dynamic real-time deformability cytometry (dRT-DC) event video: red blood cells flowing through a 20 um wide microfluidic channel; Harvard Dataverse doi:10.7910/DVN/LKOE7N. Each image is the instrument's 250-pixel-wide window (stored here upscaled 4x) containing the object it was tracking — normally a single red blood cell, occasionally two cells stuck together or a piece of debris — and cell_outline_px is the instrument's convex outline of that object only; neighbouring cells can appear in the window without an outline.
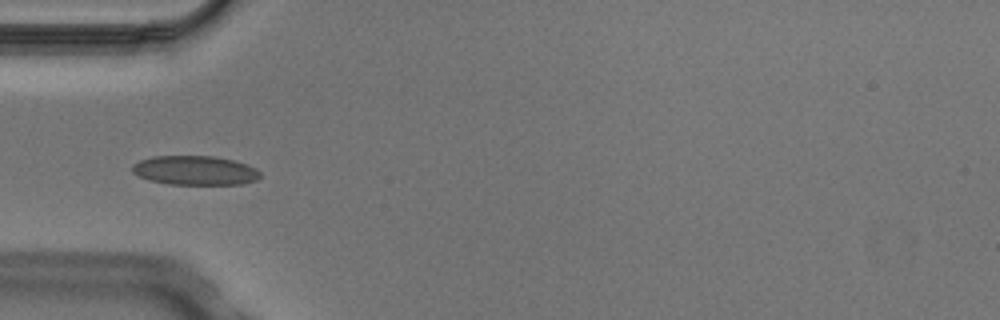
{"species": "Egyptian fruit bat (a non-hibernating species)", "species_latin": "Rousettus aegyptiacus", "temperature_condition": "cold", "stored_images_in_passage": 5, "camera_frame_rate_fps": 3000, "um_per_image_px": 0.085, "animal": {"sex": "male"}, "frame": {"image": 1, "passage_image": 3, "time_ms": 0.667, "image_size_px": [1000, 320], "cell_outline_px": [[260, 176], [256, 180], [244, 184], [168, 184], [148, 180], [132, 172], [132, 164], [140, 160], [152, 156], [212, 156], [232, 160], [256, 168], [260, 172]], "centroid_in_image_um": [16.55, 14.49], "position_along_channel_um": 68.5, "area_um2": 21.73}}
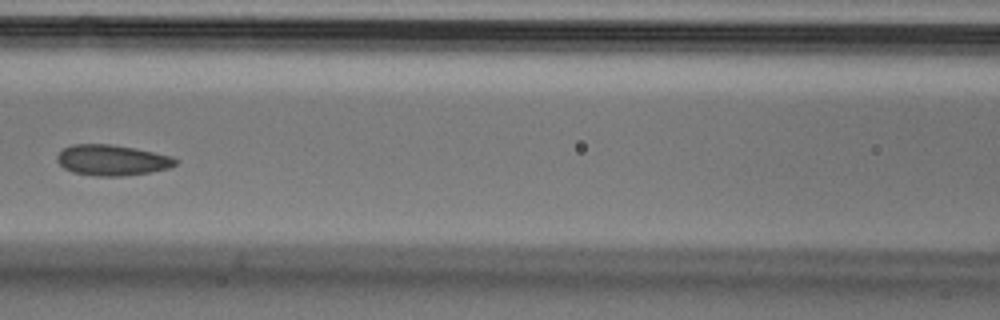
{"frame": {"image": 2, "passage_image": 5, "time_ms": 1.333, "image_size_px": [1000, 320], "cell_outline_px": [[180, 160], [176, 164], [168, 168], [148, 172], [120, 176], [96, 176], [72, 172], [64, 168], [56, 160], [56, 156], [64, 148], [72, 144], [108, 144], [132, 148], [172, 156]], "centroid_in_image_um": [9.5, 13.61], "position_along_channel_um": 157.1, "area_um2": 20.98}}